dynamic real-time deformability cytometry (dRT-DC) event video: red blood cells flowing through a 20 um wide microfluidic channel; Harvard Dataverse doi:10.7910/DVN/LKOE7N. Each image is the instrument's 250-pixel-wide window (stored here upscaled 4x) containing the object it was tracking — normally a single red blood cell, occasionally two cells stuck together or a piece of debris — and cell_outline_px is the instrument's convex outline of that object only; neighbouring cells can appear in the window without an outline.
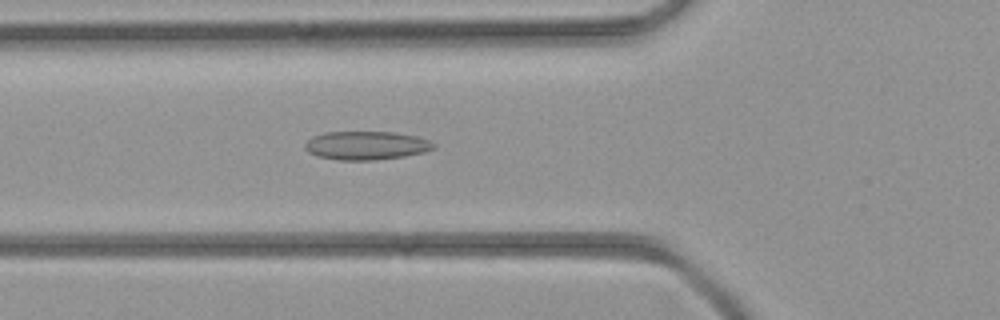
{"species": "common noctule bat (a hibernating species)", "species_latin": "Nyctalus noctula", "temperature_condition": "room temperature", "stored_images_in_passage": 44, "camera_frame_rate_fps": 3000, "um_per_image_px": 0.085, "animal": {"sex": "female", "body_mass_g": 21.9}, "frame": {"image": 1, "passage_image": 16, "time_ms": 5.0, "image_size_px": [1000, 320], "cell_outline_px": [[436, 148], [424, 152], [404, 156], [376, 160], [340, 160], [316, 156], [308, 152], [304, 148], [304, 144], [312, 136], [324, 132], [396, 132], [416, 136], [432, 140], [436, 144]], "centroid_in_image_um": [31.15, 12.36], "position_along_channel_um": 94.6, "area_um2": 21.68}}
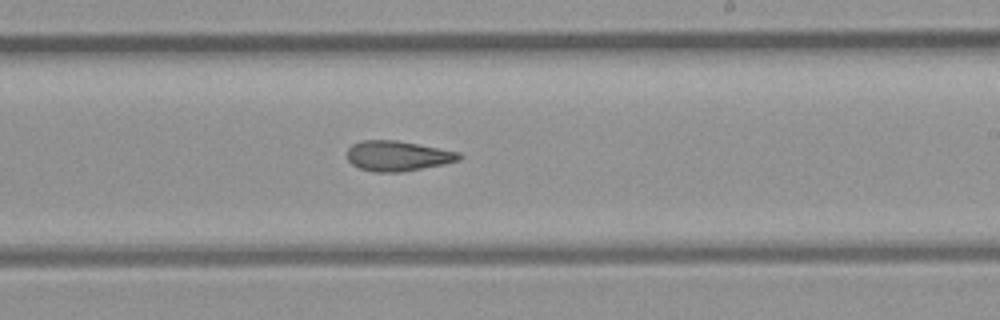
{"frame": {"image": 2, "passage_image": 26, "time_ms": 8.333, "image_size_px": [1000, 320], "cell_outline_px": [[464, 156], [460, 160], [400, 172], [372, 172], [360, 168], [352, 164], [348, 160], [348, 148], [352, 144], [364, 140], [396, 140], [460, 152]], "centroid_in_image_um": [33.79, 13.25], "position_along_channel_um": 255.2, "area_um2": 19.48}}
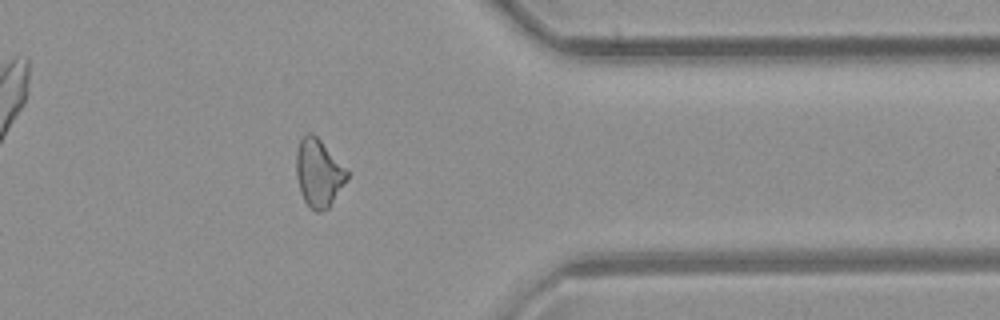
{"frame": {"image": 3, "passage_image": 35, "time_ms": 11.333, "image_size_px": [1000, 320], "cell_outline_px": [[348, 176], [328, 208], [320, 212], [316, 212], [304, 200], [300, 192], [296, 176], [296, 152], [300, 140], [308, 132], [312, 132], [320, 140], [348, 172]], "centroid_in_image_um": [27.04, 14.7], "position_along_channel_um": 384.4, "area_um2": 19.54}}